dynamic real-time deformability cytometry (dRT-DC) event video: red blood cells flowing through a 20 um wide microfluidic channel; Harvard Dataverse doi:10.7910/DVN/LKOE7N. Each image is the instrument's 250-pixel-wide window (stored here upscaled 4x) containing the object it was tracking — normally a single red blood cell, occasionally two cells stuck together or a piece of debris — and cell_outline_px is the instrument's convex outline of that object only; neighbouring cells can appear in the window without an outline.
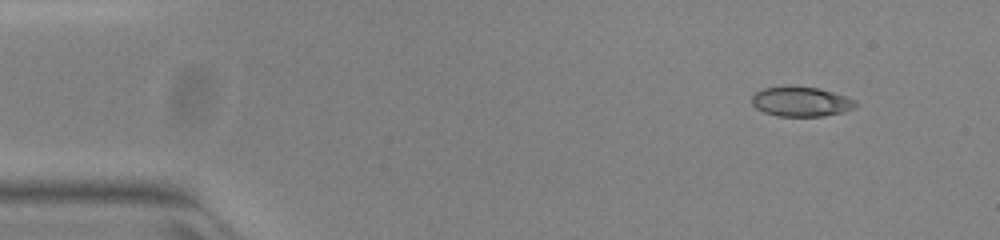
{"species": "common noctule bat (a hibernating species)", "species_latin": "Nyctalus noctula", "temperature_condition": "warm", "stored_images_in_passage": 46, "camera_frame_rate_fps": 3000, "um_per_image_px": 0.085, "animal": {"sex": "female", "body_mass_g": 23.0, "forearm_length_mm": 53.4}, "frame": {"image": 1, "passage_image": 2, "time_ms": 0.333, "image_size_px": [1000, 240], "cell_outline_px": [[856, 108], [844, 112], [824, 116], [780, 116], [764, 112], [756, 108], [752, 104], [752, 96], [756, 92], [764, 88], [816, 88], [832, 92], [856, 100]], "centroid_in_image_um": [68.12, 8.68], "position_along_channel_um": 16.9, "area_um2": 17.46}}
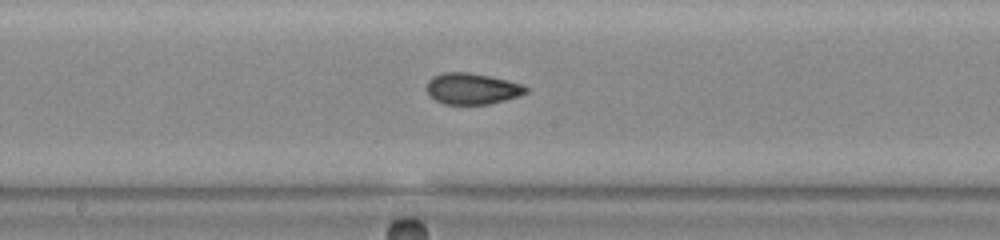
{"frame": {"image": 2, "passage_image": 24, "time_ms": 7.667, "image_size_px": [1000, 240], "cell_outline_px": [[528, 92], [520, 96], [488, 104], [444, 104], [428, 96], [428, 80], [432, 76], [444, 72], [468, 72], [508, 80], [520, 84], [528, 88]], "centroid_in_image_um": [40.12, 7.54], "position_along_channel_um": 208.1, "area_um2": 17.98}}
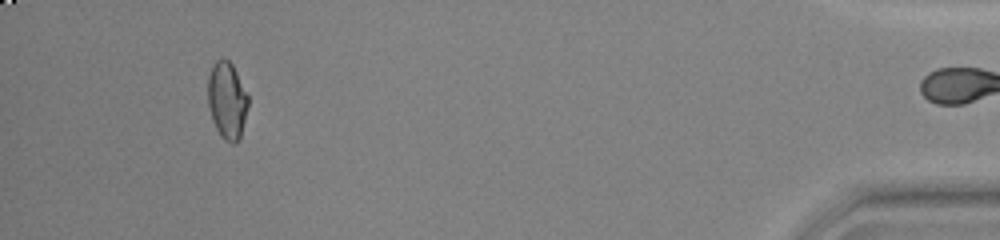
{"frame": {"image": 3, "passage_image": 45, "time_ms": 14.667, "image_size_px": [1000, 240], "cell_outline_px": [[248, 108], [240, 136], [236, 144], [232, 144], [224, 140], [220, 136], [212, 120], [208, 104], [208, 76], [212, 64], [216, 60], [224, 56], [232, 64], [248, 96]], "centroid_in_image_um": [19.28, 8.52], "position_along_channel_um": 415.9, "area_um2": 18.21}, "authors_computed_cell_mechanics": {"area_um2": 18.0914, "velocity_mm_per_s": 3.9904, "shape_relaxation_time_tau1_ms": 11.1274, "shape_relaxation_time_tau2_ms": 1.4322, "deformation_change_tau1": 0.2363, "deformation_change_tau2": 0.0584}}